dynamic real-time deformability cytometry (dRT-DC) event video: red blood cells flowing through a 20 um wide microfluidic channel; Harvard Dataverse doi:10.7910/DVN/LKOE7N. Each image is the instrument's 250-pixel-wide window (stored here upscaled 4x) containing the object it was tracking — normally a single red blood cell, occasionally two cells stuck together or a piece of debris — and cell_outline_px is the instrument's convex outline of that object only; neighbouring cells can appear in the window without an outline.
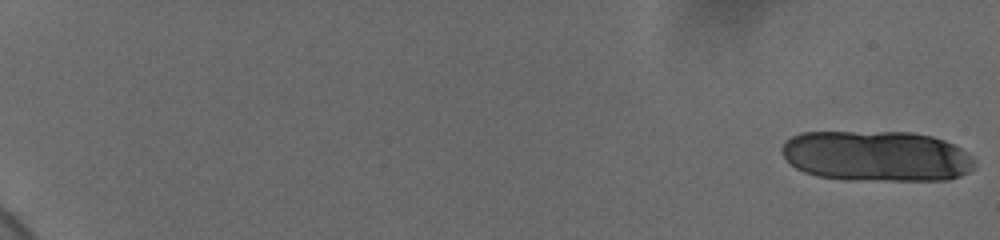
{"species": "human", "species_latin": "Homo sapiens", "temperature_condition": "cold", "stored_images_in_passage": 22, "camera_frame_rate_fps": 3000, "um_per_image_px": 0.085, "donor": {"sex": "female"}, "frame": {"image": 1, "passage_image": 1, "time_ms": 0.0, "image_size_px": [1000, 240], "cell_outline_px": [[976, 168], [960, 176], [948, 180], [844, 180], [816, 176], [804, 172], [796, 168], [784, 156], [780, 148], [784, 140], [800, 132], [912, 132], [932, 136], [944, 140], [960, 148], [972, 160]], "centroid_in_image_um": [74.46, 13.27], "position_along_channel_um": 10.5, "area_um2": 57.16}}